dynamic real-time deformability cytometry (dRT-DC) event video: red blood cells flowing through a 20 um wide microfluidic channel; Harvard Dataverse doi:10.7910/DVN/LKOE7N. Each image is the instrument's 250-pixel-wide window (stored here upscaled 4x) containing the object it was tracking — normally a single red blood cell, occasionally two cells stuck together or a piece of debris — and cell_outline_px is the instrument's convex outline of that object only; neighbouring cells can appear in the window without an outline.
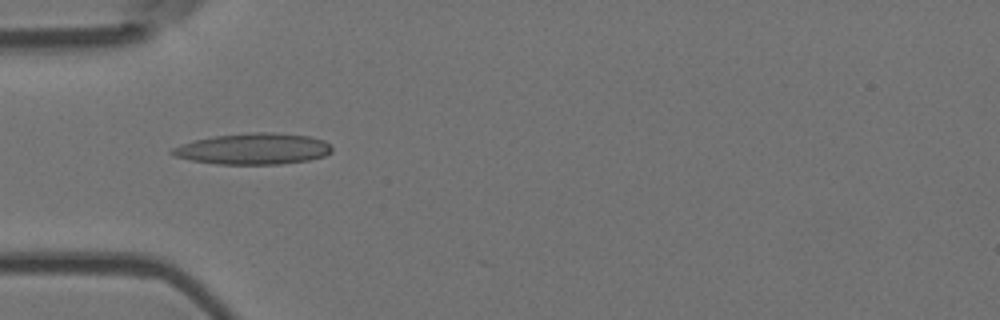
{"species": "Egyptian fruit bat (a non-hibernating species)", "species_latin": "Rousettus aegyptiacus", "temperature_condition": "room temperature", "stored_images_in_passage": 6, "camera_frame_rate_fps": 3000, "um_per_image_px": 0.085, "animal": {"sex": "female"}, "frame": {"image": 1, "passage_image": 4, "time_ms": 1.0, "image_size_px": [1000, 320], "cell_outline_px": [[332, 152], [324, 156], [308, 160], [280, 164], [216, 164], [192, 160], [176, 156], [168, 152], [172, 148], [180, 144], [192, 140], [216, 136], [252, 132], [272, 132], [308, 136], [324, 140], [332, 148]], "centroid_in_image_um": [21.52, 12.65], "position_along_channel_um": 63.5, "area_um2": 28.96}}
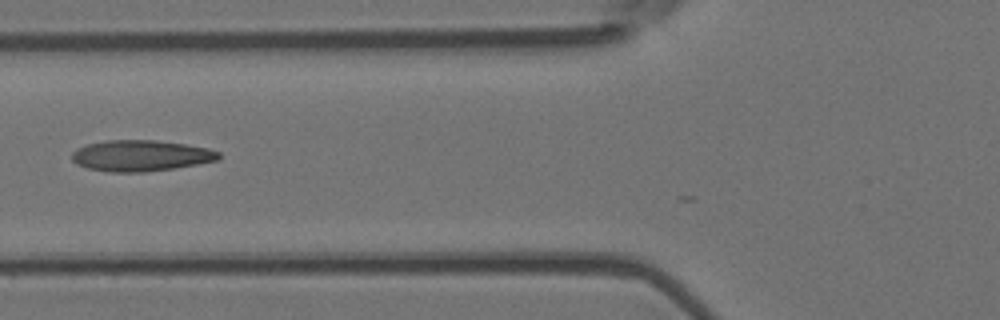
{"frame": {"image": 2, "passage_image": 5, "time_ms": 1.333, "image_size_px": [1000, 320], "cell_outline_px": [[220, 160], [172, 168], [144, 172], [112, 172], [88, 168], [76, 164], [72, 160], [72, 152], [76, 148], [88, 144], [108, 140], [156, 140], [184, 144], [208, 148], [220, 152]], "centroid_in_image_um": [11.96, 13.23], "position_along_channel_um": 113.8, "area_um2": 26.47}}
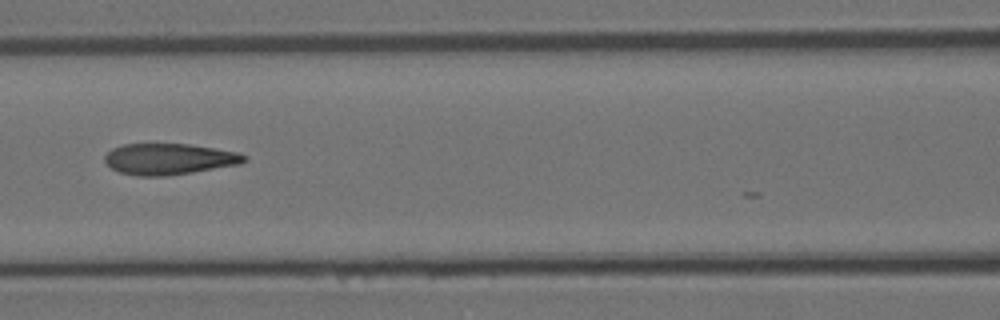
{"frame": {"image": 3, "passage_image": 6, "time_ms": 1.667, "image_size_px": [1000, 320], "cell_outline_px": [[248, 160], [240, 164], [168, 176], [136, 176], [120, 172], [112, 168], [104, 160], [104, 156], [112, 148], [124, 144], [188, 144], [240, 152], [248, 156]], "centroid_in_image_um": [14.4, 13.52], "position_along_channel_um": 152.2, "area_um2": 25.37}}